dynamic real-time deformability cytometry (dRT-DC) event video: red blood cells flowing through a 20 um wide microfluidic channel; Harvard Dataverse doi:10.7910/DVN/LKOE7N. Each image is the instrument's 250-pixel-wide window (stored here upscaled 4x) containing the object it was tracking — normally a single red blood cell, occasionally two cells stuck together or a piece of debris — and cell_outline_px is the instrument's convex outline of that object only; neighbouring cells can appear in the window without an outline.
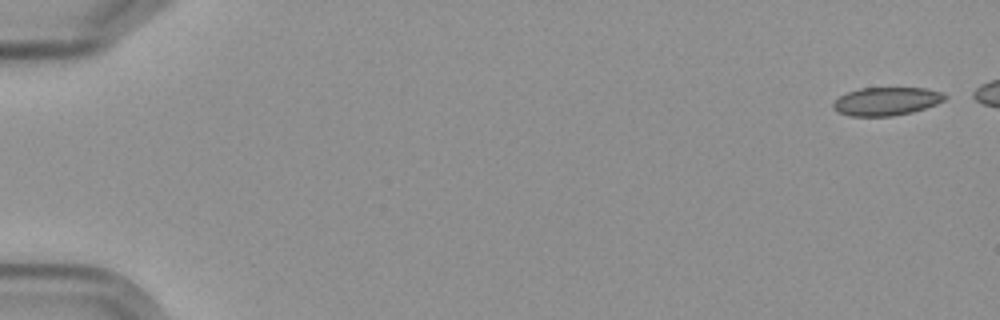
{"species": "Egyptian fruit bat (a non-hibernating species)", "species_latin": "Rousettus aegyptiacus", "temperature_condition": "cold", "stored_images_in_passage": 7, "camera_frame_rate_fps": 3000, "um_per_image_px": 0.085, "frame": {"image": 1, "passage_image": 1, "time_ms": 0.0, "image_size_px": [1000, 320], "cell_outline_px": [[948, 96], [944, 100], [936, 104], [912, 112], [892, 116], [848, 116], [840, 112], [832, 104], [840, 96], [848, 92], [860, 88], [924, 88], [940, 92]], "centroid_in_image_um": [75.36, 8.61], "position_along_channel_um": 9.6, "area_um2": 18.09}}
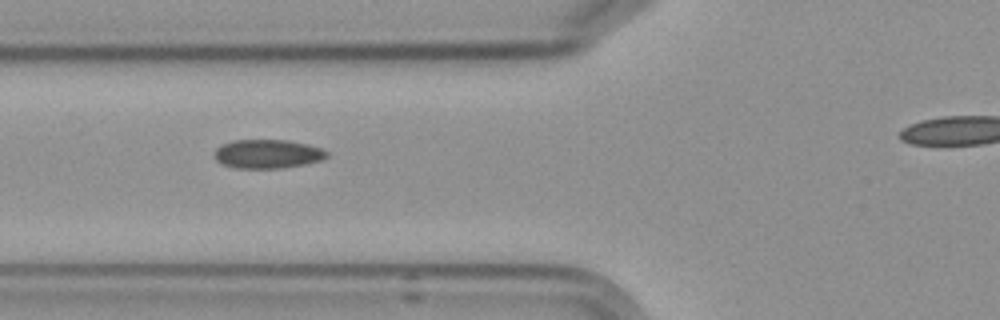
{"frame": {"image": 2, "passage_image": 7, "time_ms": 7.0, "image_size_px": [1000, 320], "cell_outline_px": [[328, 156], [320, 160], [304, 164], [280, 168], [236, 168], [224, 164], [216, 160], [216, 148], [232, 140], [288, 140], [308, 144], [320, 148], [328, 152]], "centroid_in_image_um": [22.76, 13.07], "position_along_channel_um": 103.0, "area_um2": 18.67}}